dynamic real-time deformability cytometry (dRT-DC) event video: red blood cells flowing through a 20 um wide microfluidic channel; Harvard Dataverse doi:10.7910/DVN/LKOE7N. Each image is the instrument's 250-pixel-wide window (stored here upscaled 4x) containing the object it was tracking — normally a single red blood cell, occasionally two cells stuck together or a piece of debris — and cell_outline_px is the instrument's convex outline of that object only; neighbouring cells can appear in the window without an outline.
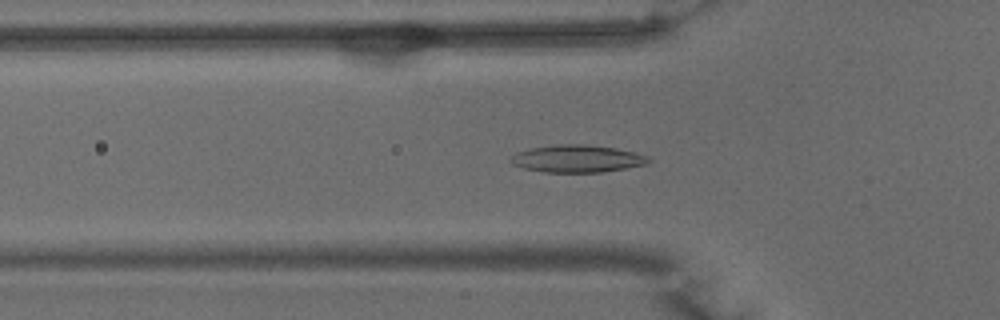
{"species": "common noctule bat (a hibernating species)", "species_latin": "Nyctalus noctula", "temperature_condition": "warm", "stored_images_in_passage": 48, "camera_frame_rate_fps": 3000, "um_per_image_px": 0.085, "animal": {"sex": "male", "body_mass_g": 15.6}, "frame": {"image": 1, "passage_image": 13, "time_ms": 4.0, "image_size_px": [1000, 320], "cell_outline_px": [[652, 160], [644, 164], [624, 168], [600, 172], [544, 172], [524, 168], [512, 164], [508, 160], [516, 152], [532, 148], [556, 144], [584, 144], [616, 148], [648, 156]], "centroid_in_image_um": [49.02, 13.48], "position_along_channel_um": 76.8, "area_um2": 21.79}}
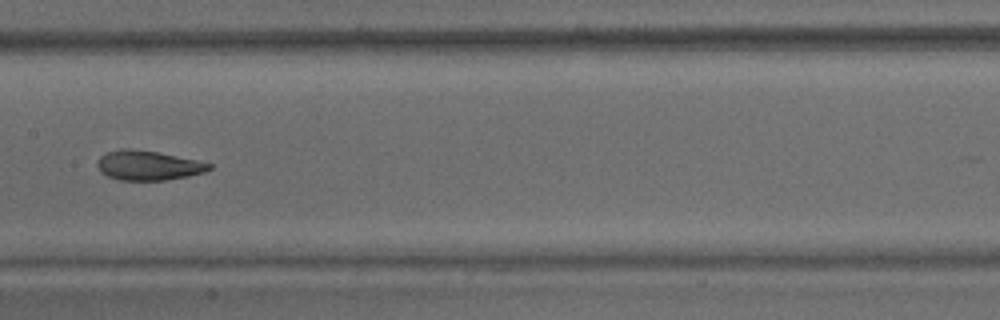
{"frame": {"image": 2, "passage_image": 22, "time_ms": 7.0, "image_size_px": [1000, 320], "cell_outline_px": [[212, 168], [204, 172], [188, 176], [164, 180], [120, 180], [108, 176], [100, 172], [96, 164], [100, 156], [108, 152], [120, 148], [128, 148], [156, 152], [196, 160], [212, 164]], "centroid_in_image_um": [12.56, 14.06], "position_along_channel_um": 194.8, "area_um2": 19.13}}
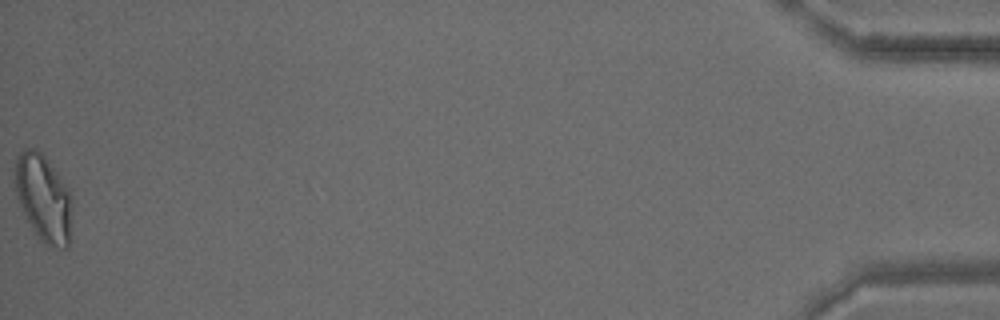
{"frame": {"image": 3, "passage_image": 48, "time_ms": 15.667, "image_size_px": [1000, 320], "cell_outline_px": [[72, 196], [68, 248], [52, 248], [44, 244], [40, 240], [28, 220], [20, 204], [16, 192], [16, 160], [20, 152], [24, 148], [36, 148], [44, 156], [68, 188]], "centroid_in_image_um": [3.71, 16.85], "position_along_channel_um": 431.5, "area_um2": 28.38}, "authors_computed_cell_mechanics": {"area_um2": 20.9525, "velocity_mm_per_s": 3.9051, "shape_relaxation_time_tau1_ms": 4.7685, "shape_relaxation_time_tau2_ms": 1.2386, "deformation_change_tau1": 0.187, "deformation_change_tau2": 0.0786}}